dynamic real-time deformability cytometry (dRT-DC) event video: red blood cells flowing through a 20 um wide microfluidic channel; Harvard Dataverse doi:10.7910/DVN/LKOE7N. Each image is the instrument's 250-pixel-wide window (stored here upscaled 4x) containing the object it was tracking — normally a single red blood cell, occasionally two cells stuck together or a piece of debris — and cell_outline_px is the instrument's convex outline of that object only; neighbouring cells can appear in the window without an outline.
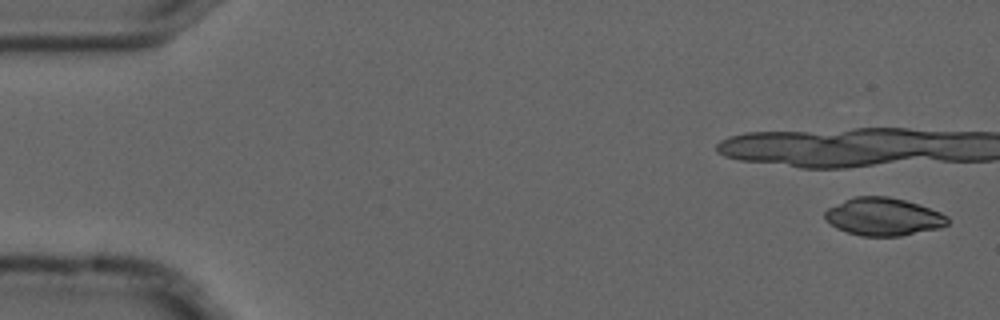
{"species": "common noctule bat (a hibernating species)", "species_latin": "Nyctalus noctula", "temperature_condition": "cold", "stored_images_in_passage": 6, "camera_frame_rate_fps": 3000, "um_per_image_px": 0.085, "animal": {"sex": "male", "forearm_length_mm": 52.5}, "frame": {"image": 1, "passage_image": 1, "time_ms": 0.0, "image_size_px": [1000, 320], "cell_outline_px": [[948, 224], [940, 228], [900, 236], [860, 236], [836, 228], [824, 220], [824, 212], [828, 208], [844, 200], [856, 196], [888, 196], [920, 204], [940, 212], [948, 216]], "centroid_in_image_um": [75.08, 18.42], "position_along_channel_um": 9.9, "area_um2": 27.17}}